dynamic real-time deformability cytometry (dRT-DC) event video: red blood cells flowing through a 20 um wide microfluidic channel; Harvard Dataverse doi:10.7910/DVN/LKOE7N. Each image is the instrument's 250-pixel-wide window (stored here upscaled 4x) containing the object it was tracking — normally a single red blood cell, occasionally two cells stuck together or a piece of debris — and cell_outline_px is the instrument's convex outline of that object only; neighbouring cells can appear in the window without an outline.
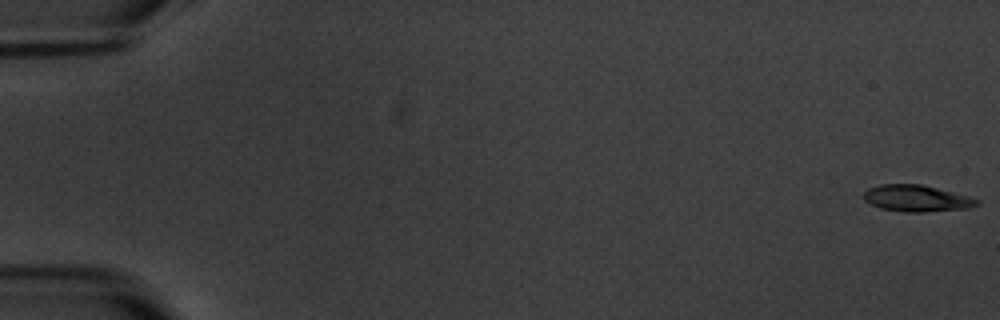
{"species": "common noctule bat (a hibernating species)", "species_latin": "Nyctalus noctula", "temperature_condition": "warm", "stored_images_in_passage": 6, "camera_frame_rate_fps": 3000, "um_per_image_px": 0.085, "animal": {"sex": "male", "body_mass_g": 20.1, "forearm_length_mm": 53.5}, "frame": {"image": 1, "passage_image": 1, "time_ms": 0.0, "image_size_px": [1000, 320], "cell_outline_px": [[980, 204], [968, 208], [924, 212], [904, 212], [880, 208], [864, 200], [864, 192], [868, 188], [880, 184], [920, 184], [968, 196], [980, 200]], "centroid_in_image_um": [77.9, 16.86], "position_along_channel_um": 7.1, "area_um2": 17.4}}